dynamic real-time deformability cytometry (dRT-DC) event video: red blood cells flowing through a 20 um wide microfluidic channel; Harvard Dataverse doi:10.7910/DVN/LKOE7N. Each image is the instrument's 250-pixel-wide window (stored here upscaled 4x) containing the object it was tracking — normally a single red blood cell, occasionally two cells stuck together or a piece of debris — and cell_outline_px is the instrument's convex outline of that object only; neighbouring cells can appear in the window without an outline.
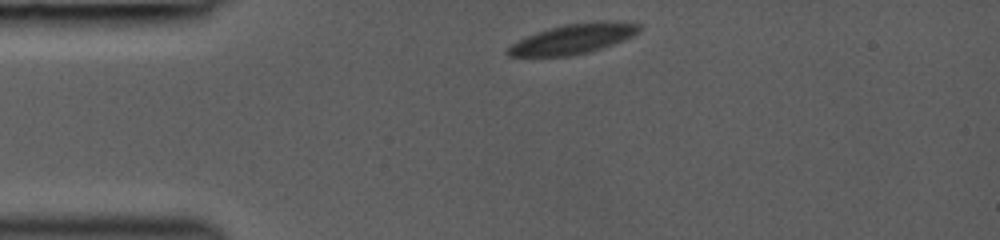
{"species": "common noctule bat (a hibernating species)", "species_latin": "Nyctalus noctula", "temperature_condition": "room temperature", "stored_images_in_passage": 2, "camera_frame_rate_fps": 3000, "um_per_image_px": 0.085, "animal": {"sex": "female", "body_mass_g": 19.0, "forearm_length_mm": 53.3}, "frame": {"image": 1, "passage_image": 1, "time_ms": 0.0, "image_size_px": [1000, 240], "cell_outline_px": [[644, 24], [640, 32], [624, 40], [588, 52], [572, 56], [508, 56], [504, 52], [504, 48], [536, 32], [564, 24], [604, 20]], "centroid_in_image_um": [48.74, 3.29], "position_along_channel_um": 36.3, "area_um2": 23.0}}